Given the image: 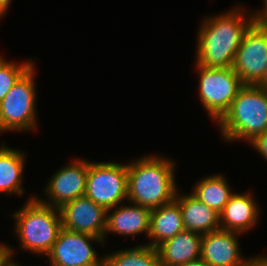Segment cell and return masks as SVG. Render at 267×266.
<instances>
[{
  "label": "cell",
  "instance_id": "1",
  "mask_svg": "<svg viewBox=\"0 0 267 266\" xmlns=\"http://www.w3.org/2000/svg\"><path fill=\"white\" fill-rule=\"evenodd\" d=\"M244 13L238 6L222 15L206 16L198 30L195 64L209 68L232 67L243 35L254 22L253 14Z\"/></svg>",
  "mask_w": 267,
  "mask_h": 266
},
{
  "label": "cell",
  "instance_id": "2",
  "mask_svg": "<svg viewBox=\"0 0 267 266\" xmlns=\"http://www.w3.org/2000/svg\"><path fill=\"white\" fill-rule=\"evenodd\" d=\"M127 201L154 209L175 200L174 161L160 156H144L127 164Z\"/></svg>",
  "mask_w": 267,
  "mask_h": 266
},
{
  "label": "cell",
  "instance_id": "3",
  "mask_svg": "<svg viewBox=\"0 0 267 266\" xmlns=\"http://www.w3.org/2000/svg\"><path fill=\"white\" fill-rule=\"evenodd\" d=\"M221 137L227 142L245 139L267 131V89L258 85H244L229 109L217 121Z\"/></svg>",
  "mask_w": 267,
  "mask_h": 266
},
{
  "label": "cell",
  "instance_id": "4",
  "mask_svg": "<svg viewBox=\"0 0 267 266\" xmlns=\"http://www.w3.org/2000/svg\"><path fill=\"white\" fill-rule=\"evenodd\" d=\"M17 211L13 214L14 229L21 249L47 255L62 228L59 208L43 204L38 196H32Z\"/></svg>",
  "mask_w": 267,
  "mask_h": 266
},
{
  "label": "cell",
  "instance_id": "5",
  "mask_svg": "<svg viewBox=\"0 0 267 266\" xmlns=\"http://www.w3.org/2000/svg\"><path fill=\"white\" fill-rule=\"evenodd\" d=\"M34 68L33 63L1 101L0 132L37 129Z\"/></svg>",
  "mask_w": 267,
  "mask_h": 266
},
{
  "label": "cell",
  "instance_id": "6",
  "mask_svg": "<svg viewBox=\"0 0 267 266\" xmlns=\"http://www.w3.org/2000/svg\"><path fill=\"white\" fill-rule=\"evenodd\" d=\"M196 68L200 76V101L208 115L216 122L229 109L244 84L232 67L209 68L196 64Z\"/></svg>",
  "mask_w": 267,
  "mask_h": 266
},
{
  "label": "cell",
  "instance_id": "7",
  "mask_svg": "<svg viewBox=\"0 0 267 266\" xmlns=\"http://www.w3.org/2000/svg\"><path fill=\"white\" fill-rule=\"evenodd\" d=\"M84 196L106 210L122 204L128 196L127 164L89 161Z\"/></svg>",
  "mask_w": 267,
  "mask_h": 266
},
{
  "label": "cell",
  "instance_id": "8",
  "mask_svg": "<svg viewBox=\"0 0 267 266\" xmlns=\"http://www.w3.org/2000/svg\"><path fill=\"white\" fill-rule=\"evenodd\" d=\"M267 65V28L253 22L245 31L232 65L244 85H258Z\"/></svg>",
  "mask_w": 267,
  "mask_h": 266
},
{
  "label": "cell",
  "instance_id": "9",
  "mask_svg": "<svg viewBox=\"0 0 267 266\" xmlns=\"http://www.w3.org/2000/svg\"><path fill=\"white\" fill-rule=\"evenodd\" d=\"M90 241L104 245L101 238L62 227L47 254L51 266H98L104 260V256L99 258Z\"/></svg>",
  "mask_w": 267,
  "mask_h": 266
},
{
  "label": "cell",
  "instance_id": "10",
  "mask_svg": "<svg viewBox=\"0 0 267 266\" xmlns=\"http://www.w3.org/2000/svg\"><path fill=\"white\" fill-rule=\"evenodd\" d=\"M64 229L104 240L107 210L86 196L75 198L59 208Z\"/></svg>",
  "mask_w": 267,
  "mask_h": 266
},
{
  "label": "cell",
  "instance_id": "11",
  "mask_svg": "<svg viewBox=\"0 0 267 266\" xmlns=\"http://www.w3.org/2000/svg\"><path fill=\"white\" fill-rule=\"evenodd\" d=\"M88 166L89 161L78 159L58 169L45 188L49 200L40 199L39 201L60 208L63 204L84 196Z\"/></svg>",
  "mask_w": 267,
  "mask_h": 266
},
{
  "label": "cell",
  "instance_id": "12",
  "mask_svg": "<svg viewBox=\"0 0 267 266\" xmlns=\"http://www.w3.org/2000/svg\"><path fill=\"white\" fill-rule=\"evenodd\" d=\"M238 232L217 230L202 236L200 259L210 266H246L241 257Z\"/></svg>",
  "mask_w": 267,
  "mask_h": 266
},
{
  "label": "cell",
  "instance_id": "13",
  "mask_svg": "<svg viewBox=\"0 0 267 266\" xmlns=\"http://www.w3.org/2000/svg\"><path fill=\"white\" fill-rule=\"evenodd\" d=\"M259 208L251 192L234 193L220 215V228L240 234L252 229L259 219Z\"/></svg>",
  "mask_w": 267,
  "mask_h": 266
},
{
  "label": "cell",
  "instance_id": "14",
  "mask_svg": "<svg viewBox=\"0 0 267 266\" xmlns=\"http://www.w3.org/2000/svg\"><path fill=\"white\" fill-rule=\"evenodd\" d=\"M114 211L112 208L107 209L106 231L124 236H136L141 233L149 235L150 231V214L151 209L132 203L126 206L120 204ZM110 211H112L110 213Z\"/></svg>",
  "mask_w": 267,
  "mask_h": 266
},
{
  "label": "cell",
  "instance_id": "15",
  "mask_svg": "<svg viewBox=\"0 0 267 266\" xmlns=\"http://www.w3.org/2000/svg\"><path fill=\"white\" fill-rule=\"evenodd\" d=\"M176 194L175 201L179 204L184 230L198 234L220 230V215L214 209L208 207L204 202L190 194Z\"/></svg>",
  "mask_w": 267,
  "mask_h": 266
},
{
  "label": "cell",
  "instance_id": "16",
  "mask_svg": "<svg viewBox=\"0 0 267 266\" xmlns=\"http://www.w3.org/2000/svg\"><path fill=\"white\" fill-rule=\"evenodd\" d=\"M202 234L183 230L157 246L159 260L178 266L200 259Z\"/></svg>",
  "mask_w": 267,
  "mask_h": 266
},
{
  "label": "cell",
  "instance_id": "17",
  "mask_svg": "<svg viewBox=\"0 0 267 266\" xmlns=\"http://www.w3.org/2000/svg\"><path fill=\"white\" fill-rule=\"evenodd\" d=\"M184 230L179 204L174 200L166 205L151 209L149 246L157 247L165 240Z\"/></svg>",
  "mask_w": 267,
  "mask_h": 266
},
{
  "label": "cell",
  "instance_id": "18",
  "mask_svg": "<svg viewBox=\"0 0 267 266\" xmlns=\"http://www.w3.org/2000/svg\"><path fill=\"white\" fill-rule=\"evenodd\" d=\"M24 152L0 146V193L23 195Z\"/></svg>",
  "mask_w": 267,
  "mask_h": 266
},
{
  "label": "cell",
  "instance_id": "19",
  "mask_svg": "<svg viewBox=\"0 0 267 266\" xmlns=\"http://www.w3.org/2000/svg\"><path fill=\"white\" fill-rule=\"evenodd\" d=\"M222 174L206 176L194 186L191 194L220 213L234 194Z\"/></svg>",
  "mask_w": 267,
  "mask_h": 266
},
{
  "label": "cell",
  "instance_id": "20",
  "mask_svg": "<svg viewBox=\"0 0 267 266\" xmlns=\"http://www.w3.org/2000/svg\"><path fill=\"white\" fill-rule=\"evenodd\" d=\"M110 266H154L159 260L157 247L141 244L104 255Z\"/></svg>",
  "mask_w": 267,
  "mask_h": 266
},
{
  "label": "cell",
  "instance_id": "21",
  "mask_svg": "<svg viewBox=\"0 0 267 266\" xmlns=\"http://www.w3.org/2000/svg\"><path fill=\"white\" fill-rule=\"evenodd\" d=\"M2 57L0 55V103L19 77L34 63L31 60L20 64L10 61L7 62Z\"/></svg>",
  "mask_w": 267,
  "mask_h": 266
},
{
  "label": "cell",
  "instance_id": "22",
  "mask_svg": "<svg viewBox=\"0 0 267 266\" xmlns=\"http://www.w3.org/2000/svg\"><path fill=\"white\" fill-rule=\"evenodd\" d=\"M249 143L267 160V131L253 137Z\"/></svg>",
  "mask_w": 267,
  "mask_h": 266
},
{
  "label": "cell",
  "instance_id": "23",
  "mask_svg": "<svg viewBox=\"0 0 267 266\" xmlns=\"http://www.w3.org/2000/svg\"><path fill=\"white\" fill-rule=\"evenodd\" d=\"M263 10L253 13L254 22L264 28H267V0H264Z\"/></svg>",
  "mask_w": 267,
  "mask_h": 266
},
{
  "label": "cell",
  "instance_id": "24",
  "mask_svg": "<svg viewBox=\"0 0 267 266\" xmlns=\"http://www.w3.org/2000/svg\"><path fill=\"white\" fill-rule=\"evenodd\" d=\"M11 246H7L5 244L0 243V266H3L9 258L12 259L13 249L10 248Z\"/></svg>",
  "mask_w": 267,
  "mask_h": 266
},
{
  "label": "cell",
  "instance_id": "25",
  "mask_svg": "<svg viewBox=\"0 0 267 266\" xmlns=\"http://www.w3.org/2000/svg\"><path fill=\"white\" fill-rule=\"evenodd\" d=\"M246 266H267V255L266 256H254L253 258H247Z\"/></svg>",
  "mask_w": 267,
  "mask_h": 266
},
{
  "label": "cell",
  "instance_id": "26",
  "mask_svg": "<svg viewBox=\"0 0 267 266\" xmlns=\"http://www.w3.org/2000/svg\"><path fill=\"white\" fill-rule=\"evenodd\" d=\"M12 0H0V20L1 17L5 16L7 9L10 7Z\"/></svg>",
  "mask_w": 267,
  "mask_h": 266
},
{
  "label": "cell",
  "instance_id": "27",
  "mask_svg": "<svg viewBox=\"0 0 267 266\" xmlns=\"http://www.w3.org/2000/svg\"><path fill=\"white\" fill-rule=\"evenodd\" d=\"M178 266H210V265L206 261H204L202 259H198L196 261L187 262V263H184V264L178 265Z\"/></svg>",
  "mask_w": 267,
  "mask_h": 266
},
{
  "label": "cell",
  "instance_id": "28",
  "mask_svg": "<svg viewBox=\"0 0 267 266\" xmlns=\"http://www.w3.org/2000/svg\"><path fill=\"white\" fill-rule=\"evenodd\" d=\"M258 86L267 89V65L265 66L264 76L262 81L258 84Z\"/></svg>",
  "mask_w": 267,
  "mask_h": 266
},
{
  "label": "cell",
  "instance_id": "29",
  "mask_svg": "<svg viewBox=\"0 0 267 266\" xmlns=\"http://www.w3.org/2000/svg\"><path fill=\"white\" fill-rule=\"evenodd\" d=\"M3 266H22V265L15 263V261L13 262V259L11 260V258H9L8 261Z\"/></svg>",
  "mask_w": 267,
  "mask_h": 266
},
{
  "label": "cell",
  "instance_id": "30",
  "mask_svg": "<svg viewBox=\"0 0 267 266\" xmlns=\"http://www.w3.org/2000/svg\"><path fill=\"white\" fill-rule=\"evenodd\" d=\"M154 266H170V265L165 264V263L161 262L160 260H158Z\"/></svg>",
  "mask_w": 267,
  "mask_h": 266
},
{
  "label": "cell",
  "instance_id": "31",
  "mask_svg": "<svg viewBox=\"0 0 267 266\" xmlns=\"http://www.w3.org/2000/svg\"><path fill=\"white\" fill-rule=\"evenodd\" d=\"M98 266H110V264L104 259Z\"/></svg>",
  "mask_w": 267,
  "mask_h": 266
}]
</instances>
